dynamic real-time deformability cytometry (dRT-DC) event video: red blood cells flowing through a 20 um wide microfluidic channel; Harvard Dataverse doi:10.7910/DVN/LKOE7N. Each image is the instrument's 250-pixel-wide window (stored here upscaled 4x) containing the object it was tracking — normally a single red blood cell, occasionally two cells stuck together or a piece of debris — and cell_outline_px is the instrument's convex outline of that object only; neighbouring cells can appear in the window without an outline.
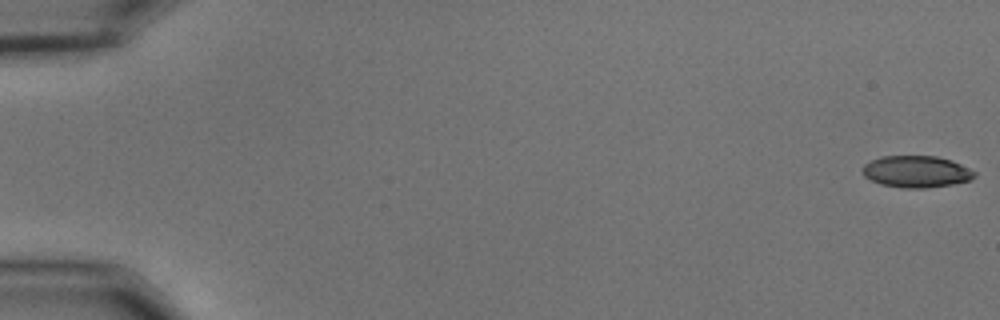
{"species": "common noctule bat (a hibernating species)", "species_latin": "Nyctalus noctula", "temperature_condition": "cold", "stored_images_in_passage": 56, "camera_frame_rate_fps": 3000, "um_per_image_px": 0.085, "animal": {"sex": "male", "body_mass_g": 15.6}, "frame": {"image": 1, "passage_image": 1, "time_ms": 0.0, "image_size_px": [1000, 320], "cell_outline_px": [[976, 176], [968, 180], [952, 184], [924, 188], [904, 188], [880, 184], [864, 176], [864, 164], [880, 156], [936, 156], [952, 160], [976, 172]], "centroid_in_image_um": [77.89, 14.58], "position_along_channel_um": 7.1, "area_um2": 20.52}}
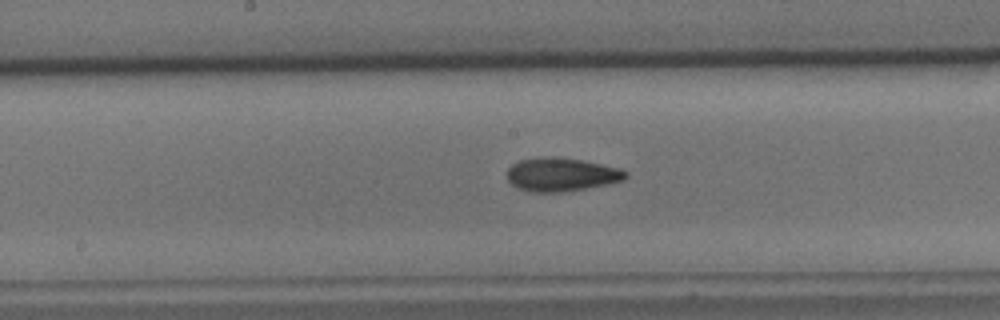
{"frame": {"image": 2, "passage_image": 30, "time_ms": 9.667, "image_size_px": [1000, 320], "cell_outline_px": [[628, 176], [624, 180], [608, 184], [564, 192], [532, 192], [520, 188], [512, 184], [508, 180], [508, 168], [512, 164], [520, 160], [540, 156], [548, 156], [580, 160], [620, 168], [628, 172]], "centroid_in_image_um": [47.73, 14.83], "position_along_channel_um": 200.5, "area_um2": 23.06}}
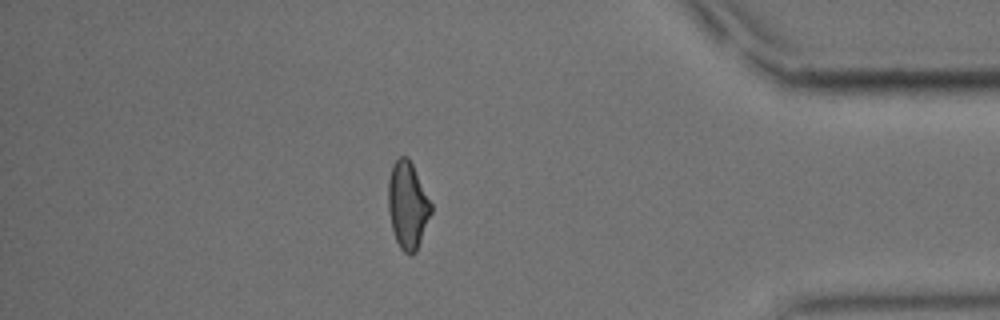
{"frame": {"image": 3, "passage_image": 49, "time_ms": 16.0, "image_size_px": [1000, 320], "cell_outline_px": [[432, 212], [416, 252], [412, 256], [408, 256], [400, 248], [396, 240], [392, 228], [388, 208], [388, 180], [392, 164], [400, 156], [408, 156], [432, 204]], "centroid_in_image_um": [34.65, 17.46], "position_along_channel_um": 400.6, "area_um2": 21.79}, "authors_computed_cell_mechanics": {"area_um2": 22.1374, "velocity_mm_per_s": 3.6465, "shape_relaxation_time_tau1_ms": 4.6054, "shape_relaxation_time_tau2_ms": 3.494, "deformation_change_tau1": 0.1424, "deformation_change_tau2": 0.098}}